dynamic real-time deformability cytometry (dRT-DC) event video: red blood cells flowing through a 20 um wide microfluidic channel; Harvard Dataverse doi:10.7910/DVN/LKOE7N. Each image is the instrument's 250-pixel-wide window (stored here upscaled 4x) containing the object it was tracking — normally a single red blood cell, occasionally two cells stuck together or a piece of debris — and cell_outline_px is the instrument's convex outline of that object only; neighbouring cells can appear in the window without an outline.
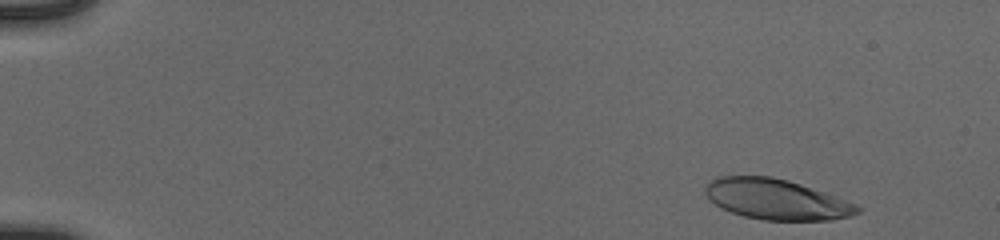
{"species": "human", "species_latin": "Homo sapiens", "temperature_condition": "cold", "stored_images_in_passage": 51, "camera_frame_rate_fps": 3000, "um_per_image_px": 0.085, "donor": {"sex": "male"}, "frame": {"image": 1, "passage_image": 3, "time_ms": 0.667, "image_size_px": [1000, 240], "cell_outline_px": [[860, 212], [848, 216], [828, 220], [764, 220], [744, 216], [732, 212], [716, 204], [708, 196], [708, 184], [712, 180], [720, 176], [772, 176], [788, 180], [800, 184], [832, 196], [852, 204], [860, 208]], "centroid_in_image_um": [65.97, 16.94], "position_along_channel_um": 19.0, "area_um2": 34.68}}
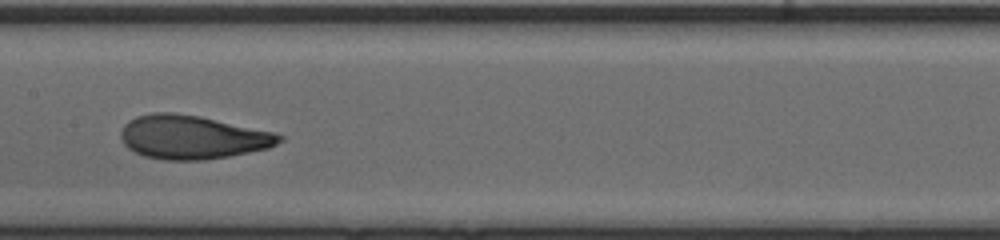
{"frame": {"image": 2, "passage_image": 27, "time_ms": 8.667, "image_size_px": [1000, 240], "cell_outline_px": [[284, 140], [268, 148], [228, 156], [204, 160], [164, 160], [144, 156], [128, 148], [124, 144], [120, 136], [120, 132], [124, 124], [128, 120], [136, 116], [152, 112], [172, 112], [200, 116], [272, 132], [284, 136]], "centroid_in_image_um": [16.31, 11.65], "position_along_channel_um": 191.1, "area_um2": 40.29}}
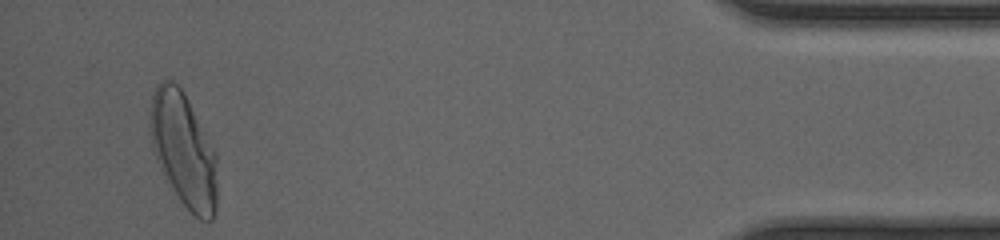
{"frame": {"image": 3, "passage_image": 49, "time_ms": 16.0, "image_size_px": [1000, 240], "cell_outline_px": [[216, 208], [212, 220], [200, 220], [180, 200], [160, 168], [152, 152], [148, 124], [152, 92], [156, 84], [160, 80], [172, 80], [184, 92], [216, 152]], "centroid_in_image_um": [15.56, 12.68], "position_along_channel_um": 419.6, "area_um2": 44.8}, "authors_computed_cell_mechanics": {"area_um2": 39.3618, "velocity_mm_per_s": 3.9402, "shape_relaxation_time_tau1_ms": 4.3127, "shape_relaxation_time_tau2_ms": 0.9519, "deformation_change_tau1": 0.2102, "deformation_change_tau2": 0.074}}